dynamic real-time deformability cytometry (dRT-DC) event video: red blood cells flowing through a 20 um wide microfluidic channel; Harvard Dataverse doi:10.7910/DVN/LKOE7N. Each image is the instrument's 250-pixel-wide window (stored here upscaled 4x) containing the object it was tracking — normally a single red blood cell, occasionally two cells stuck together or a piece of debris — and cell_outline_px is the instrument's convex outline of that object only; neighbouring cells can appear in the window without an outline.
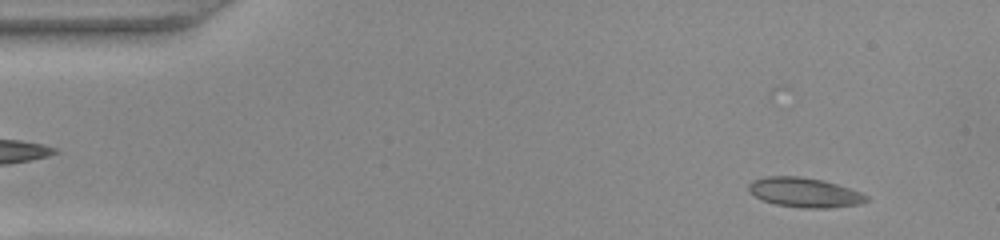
{"species": "common noctule bat (a hibernating species)", "species_latin": "Nyctalus noctula", "temperature_condition": "warm", "stored_images_in_passage": 35, "camera_frame_rate_fps": 3000, "um_per_image_px": 0.085, "animal": {"sex": "female", "body_mass_g": 22.0, "forearm_length_mm": 56.7}, "frame": {"image": 1, "passage_image": 4, "time_ms": 1.0, "image_size_px": [1000, 240], "cell_outline_px": [[868, 200], [860, 204], [828, 208], [804, 208], [776, 204], [764, 200], [756, 196], [748, 188], [748, 184], [752, 180], [768, 176], [800, 176], [824, 180], [860, 192], [868, 196]], "centroid_in_image_um": [68.4, 16.35], "position_along_channel_um": 16.6, "area_um2": 20.11}}
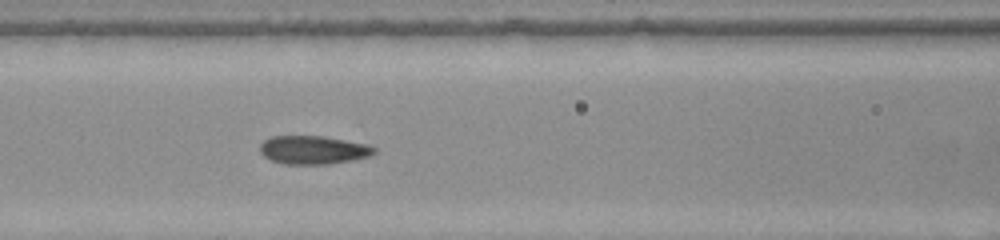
{"frame": {"image": 2, "passage_image": 21, "time_ms": 6.667, "image_size_px": [1000, 240], "cell_outline_px": [[376, 152], [368, 156], [352, 160], [328, 164], [284, 164], [272, 160], [264, 156], [260, 152], [260, 144], [264, 140], [272, 136], [320, 136], [368, 144], [376, 148]], "centroid_in_image_um": [26.61, 12.74], "position_along_channel_um": 140.0, "area_um2": 18.79}}
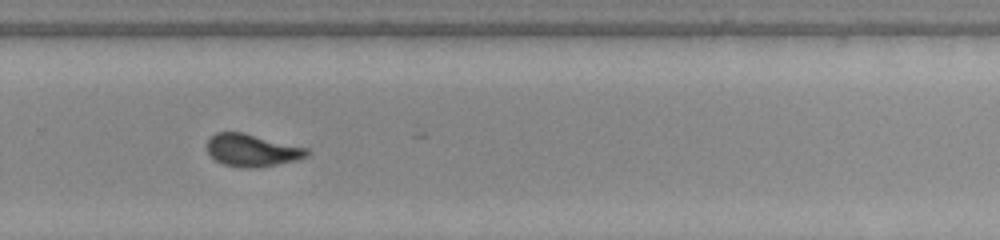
{"frame": {"image": 3, "passage_image": 34, "time_ms": 11.0, "image_size_px": [1000, 240], "cell_outline_px": [[312, 152], [308, 156], [296, 160], [256, 168], [240, 168], [224, 164], [216, 160], [208, 152], [208, 140], [216, 132], [244, 132], [308, 148]], "centroid_in_image_um": [21.46, 12.77], "position_along_channel_um": 308.3, "area_um2": 18.9}}